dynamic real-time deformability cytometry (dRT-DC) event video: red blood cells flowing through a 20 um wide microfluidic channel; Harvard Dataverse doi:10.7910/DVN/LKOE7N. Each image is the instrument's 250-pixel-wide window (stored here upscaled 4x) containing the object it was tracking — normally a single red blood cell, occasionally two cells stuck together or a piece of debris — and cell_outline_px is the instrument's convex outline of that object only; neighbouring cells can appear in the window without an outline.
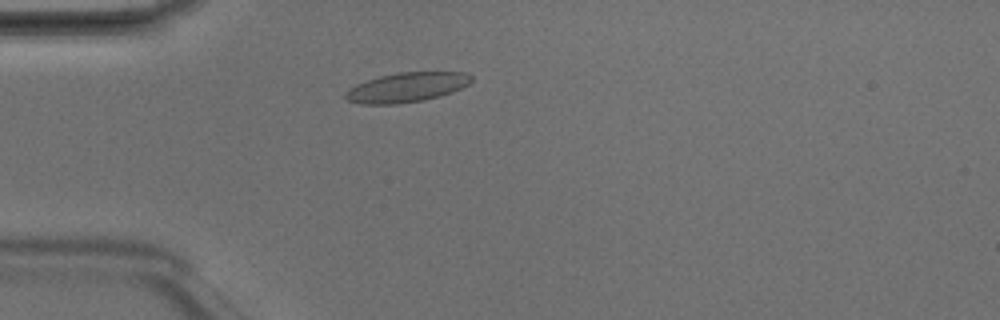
{"species": "Egyptian fruit bat (a non-hibernating species)", "species_latin": "Rousettus aegyptiacus", "temperature_condition": "room temperature", "stored_images_in_passage": 3, "camera_frame_rate_fps": 3000, "um_per_image_px": 0.085, "animal": {"sex": "male"}, "frame": {"image": 1, "passage_image": 3, "time_ms": 0.667, "image_size_px": [1000, 320], "cell_outline_px": [[472, 80], [468, 84], [452, 92], [440, 96], [424, 100], [396, 104], [360, 104], [344, 100], [344, 92], [348, 88], [356, 84], [380, 76], [400, 72], [464, 72], [472, 76]], "centroid_in_image_um": [34.52, 7.43], "position_along_channel_um": 50.5, "area_um2": 21.79}}